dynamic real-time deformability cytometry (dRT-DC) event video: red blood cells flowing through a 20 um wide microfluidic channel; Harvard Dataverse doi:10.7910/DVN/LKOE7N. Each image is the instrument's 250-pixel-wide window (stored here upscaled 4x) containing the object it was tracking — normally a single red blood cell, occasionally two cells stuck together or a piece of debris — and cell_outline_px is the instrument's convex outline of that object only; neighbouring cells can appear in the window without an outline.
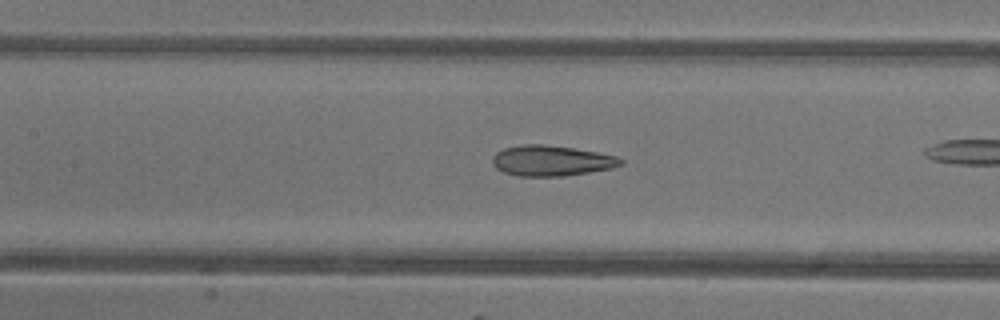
{"species": "common noctule bat (a hibernating species)", "species_latin": "Nyctalus noctula", "temperature_condition": "warm", "stored_images_in_passage": 40, "camera_frame_rate_fps": 3000, "um_per_image_px": 0.085, "animal": {"sex": "female"}, "frame": {"image": 1, "passage_image": 23, "time_ms": 7.333, "image_size_px": [1000, 320], "cell_outline_px": [[624, 164], [612, 168], [588, 172], [560, 176], [520, 176], [504, 172], [496, 168], [492, 160], [492, 156], [496, 152], [504, 148], [524, 144], [544, 144], [572, 148], [596, 152], [616, 156], [624, 160]], "centroid_in_image_um": [46.87, 13.65], "position_along_channel_um": 160.5, "area_um2": 22.66}}
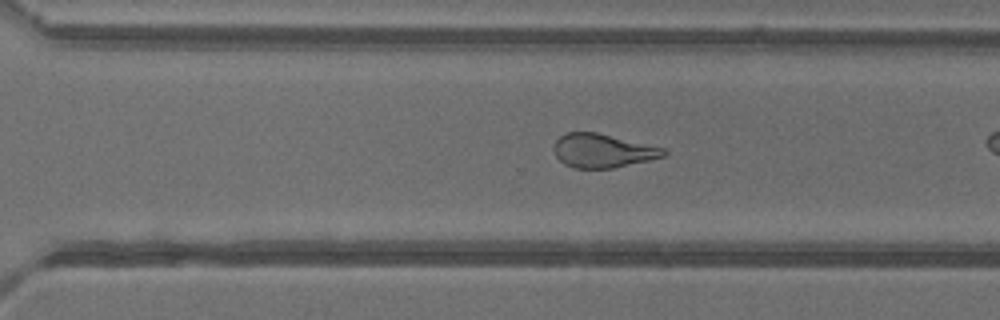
{"frame": {"image": 2, "passage_image": 34, "time_ms": 11.0, "image_size_px": [1000, 320], "cell_outline_px": [[668, 152], [664, 156], [648, 160], [612, 168], [572, 168], [564, 164], [556, 156], [552, 148], [556, 140], [560, 136], [568, 132], [596, 132], [664, 148]], "centroid_in_image_um": [51.19, 12.81], "position_along_channel_um": 319.4, "area_um2": 21.44}}